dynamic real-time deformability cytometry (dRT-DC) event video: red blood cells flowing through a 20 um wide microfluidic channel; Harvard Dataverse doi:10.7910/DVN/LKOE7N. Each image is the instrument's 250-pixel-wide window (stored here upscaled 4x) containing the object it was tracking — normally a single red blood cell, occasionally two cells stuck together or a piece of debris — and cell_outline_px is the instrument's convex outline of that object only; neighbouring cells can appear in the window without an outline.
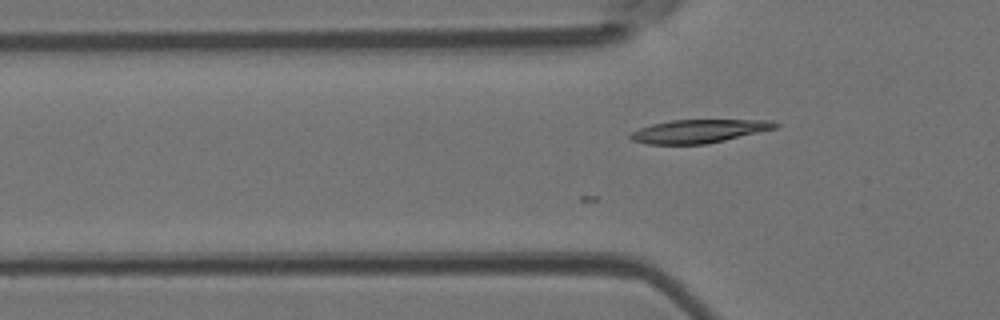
{"species": "Egyptian fruit bat (a non-hibernating species)", "species_latin": "Rousettus aegyptiacus", "temperature_condition": "room temperature", "stored_images_in_passage": 31, "camera_frame_rate_fps": 3000, "um_per_image_px": 0.085, "animal": {"sex": "female"}, "frame": {"image": 1, "passage_image": 7, "time_ms": 2.0, "image_size_px": [1000, 320], "cell_outline_px": [[780, 124], [776, 128], [724, 140], [704, 144], [648, 144], [632, 140], [628, 136], [632, 132], [640, 128], [652, 124], [672, 120], [772, 120]], "centroid_in_image_um": [59.4, 11.14], "position_along_channel_um": 66.4, "area_um2": 19.48}}
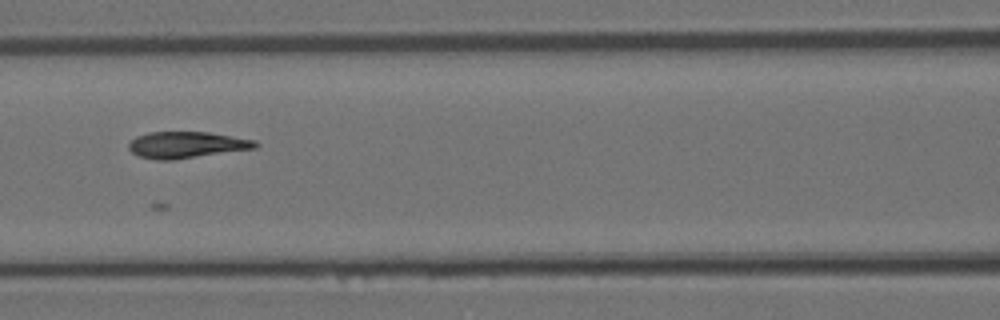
{"frame": {"image": 2, "passage_image": 13, "time_ms": 4.0, "image_size_px": [1000, 320], "cell_outline_px": [[260, 144], [256, 148], [172, 160], [156, 160], [140, 156], [132, 152], [128, 148], [128, 144], [136, 136], [148, 132], [208, 132], [256, 140]], "centroid_in_image_um": [15.86, 12.31], "position_along_channel_um": 150.7, "area_um2": 19.48}}
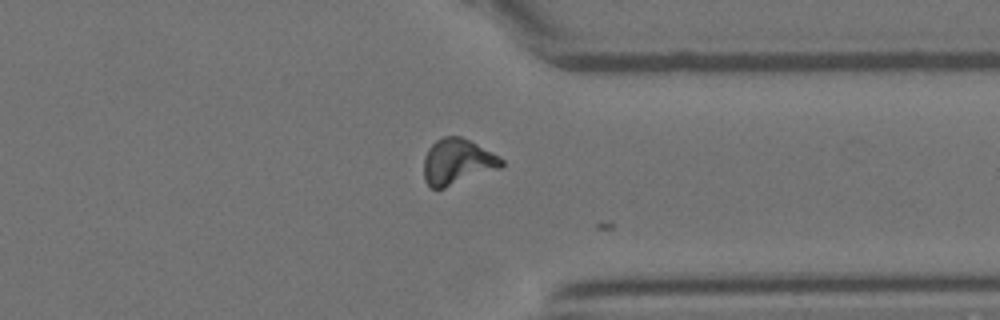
{"frame": {"image": 3, "passage_image": 29, "time_ms": 9.333, "image_size_px": [1000, 320], "cell_outline_px": [[504, 164], [500, 168], [444, 188], [432, 188], [424, 180], [424, 156], [428, 148], [436, 140], [444, 136], [460, 136], [500, 156], [504, 160]], "centroid_in_image_um": [38.86, 13.74], "position_along_channel_um": 372.5, "area_um2": 20.58}}